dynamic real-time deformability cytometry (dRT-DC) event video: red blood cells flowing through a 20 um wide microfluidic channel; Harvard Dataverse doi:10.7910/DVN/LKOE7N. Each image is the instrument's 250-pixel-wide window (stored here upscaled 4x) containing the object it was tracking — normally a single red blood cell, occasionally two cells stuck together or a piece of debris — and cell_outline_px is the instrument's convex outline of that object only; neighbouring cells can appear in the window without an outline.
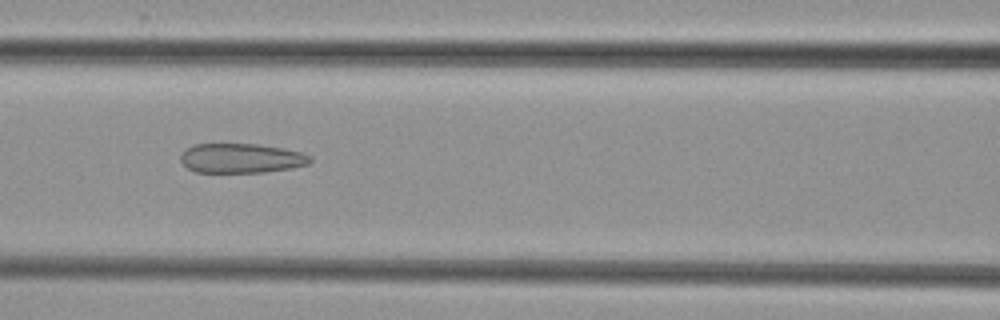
{"species": "common noctule bat (a hibernating species)", "species_latin": "Nyctalus noctula", "temperature_condition": "cold", "stored_images_in_passage": 6, "camera_frame_rate_fps": 3000, "um_per_image_px": 0.085, "animal": {"sex": "female", "body_mass_g": 29.2, "forearm_length_mm": 56.3}, "frame": {"image": 1, "passage_image": 5, "time_ms": 4.667, "image_size_px": [1000, 320], "cell_outline_px": [[312, 160], [308, 164], [292, 168], [264, 172], [196, 172], [188, 168], [180, 160], [180, 156], [192, 144], [256, 144], [284, 148], [300, 152], [312, 156]], "centroid_in_image_um": [20.53, 13.45], "position_along_channel_um": 146.1, "area_um2": 22.25}}
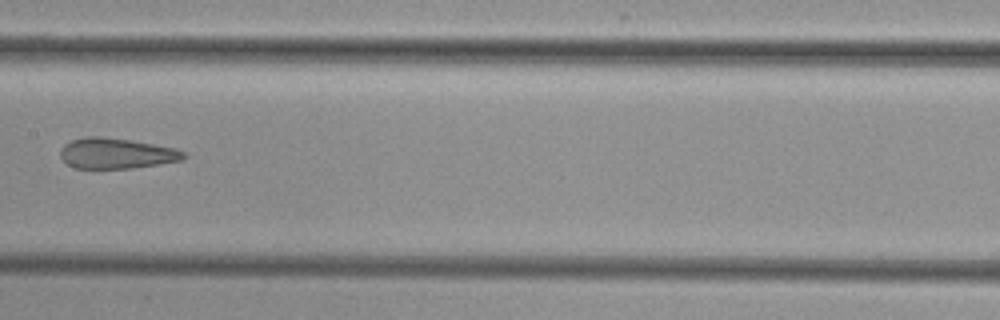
{"frame": {"image": 2, "passage_image": 6, "time_ms": 6.0, "image_size_px": [1000, 320], "cell_outline_px": [[188, 156], [184, 160], [132, 168], [76, 168], [68, 164], [60, 156], [60, 152], [64, 144], [72, 140], [84, 136], [100, 136], [128, 140], [176, 148], [184, 152]], "centroid_in_image_um": [9.91, 13.03], "position_along_channel_um": 197.5, "area_um2": 21.85}}